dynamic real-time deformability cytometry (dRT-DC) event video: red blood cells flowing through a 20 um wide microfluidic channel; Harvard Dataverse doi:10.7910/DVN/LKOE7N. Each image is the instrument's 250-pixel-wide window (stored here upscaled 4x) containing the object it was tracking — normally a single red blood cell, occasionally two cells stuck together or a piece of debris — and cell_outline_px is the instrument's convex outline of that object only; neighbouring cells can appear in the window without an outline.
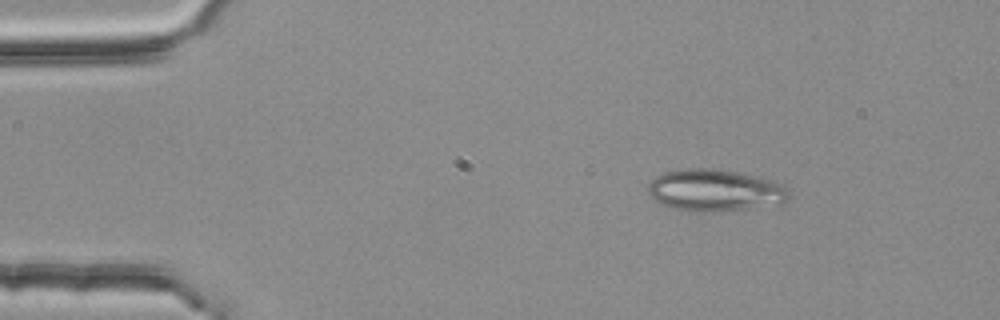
{"species": "common noctule bat (a hibernating species)", "species_latin": "Nyctalus noctula", "temperature_condition": "room temperature", "stored_images_in_passage": 3, "camera_frame_rate_fps": 3000, "um_per_image_px": 0.085, "animal": {"sex": "female", "body_mass_g": 25.1}, "frame": {"image": 1, "passage_image": 1, "time_ms": 0.0, "image_size_px": [1000, 320], "cell_outline_px": [[792, 196], [788, 200], [780, 204], [720, 212], [688, 212], [668, 208], [660, 204], [648, 192], [648, 184], [656, 176], [664, 172], [696, 168], [708, 168], [736, 172], [772, 180], [784, 184], [788, 188]], "centroid_in_image_um": [60.8, 16.21], "position_along_channel_um": 24.2, "area_um2": 34.8}}